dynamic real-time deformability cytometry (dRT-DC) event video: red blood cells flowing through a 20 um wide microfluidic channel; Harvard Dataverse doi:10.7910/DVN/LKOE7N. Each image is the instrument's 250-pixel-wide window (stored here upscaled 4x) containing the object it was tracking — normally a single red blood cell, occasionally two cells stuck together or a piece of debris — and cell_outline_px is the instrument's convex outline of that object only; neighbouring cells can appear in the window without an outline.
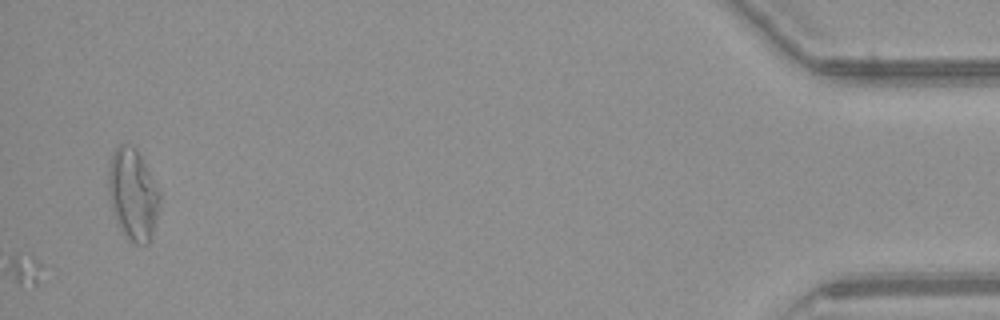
{"species": "common noctule bat (a hibernating species)", "species_latin": "Nyctalus noctula", "temperature_condition": "warm", "stored_images_in_passage": 50, "camera_frame_rate_fps": 3000, "um_per_image_px": 0.085, "animal": {"sex": "female", "body_mass_g": 21.9}, "frame": {"image": 1, "passage_image": 50, "time_ms": 16.333, "image_size_px": [1000, 320], "cell_outline_px": [[160, 204], [152, 236], [148, 244], [136, 244], [128, 240], [124, 236], [116, 224], [108, 196], [108, 168], [112, 152], [120, 144], [128, 144], [136, 148], [144, 160], [160, 192]], "centroid_in_image_um": [11.28, 16.54], "position_along_channel_um": 423.9, "area_um2": 27.92}}